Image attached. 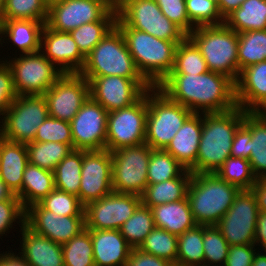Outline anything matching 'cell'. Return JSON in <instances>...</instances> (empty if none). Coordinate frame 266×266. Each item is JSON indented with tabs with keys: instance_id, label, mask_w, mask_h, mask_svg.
<instances>
[{
	"instance_id": "277c9868",
	"label": "cell",
	"mask_w": 266,
	"mask_h": 266,
	"mask_svg": "<svg viewBox=\"0 0 266 266\" xmlns=\"http://www.w3.org/2000/svg\"><path fill=\"white\" fill-rule=\"evenodd\" d=\"M240 189L215 173L193 174L187 200L197 225H216L230 209Z\"/></svg>"
},
{
	"instance_id": "9f6ffc18",
	"label": "cell",
	"mask_w": 266,
	"mask_h": 266,
	"mask_svg": "<svg viewBox=\"0 0 266 266\" xmlns=\"http://www.w3.org/2000/svg\"><path fill=\"white\" fill-rule=\"evenodd\" d=\"M251 190L256 197L259 212L266 213V179H257Z\"/></svg>"
},
{
	"instance_id": "52a82bcc",
	"label": "cell",
	"mask_w": 266,
	"mask_h": 266,
	"mask_svg": "<svg viewBox=\"0 0 266 266\" xmlns=\"http://www.w3.org/2000/svg\"><path fill=\"white\" fill-rule=\"evenodd\" d=\"M192 113L152 87L148 90L145 143L152 149L164 150Z\"/></svg>"
},
{
	"instance_id": "cb8c5ba5",
	"label": "cell",
	"mask_w": 266,
	"mask_h": 266,
	"mask_svg": "<svg viewBox=\"0 0 266 266\" xmlns=\"http://www.w3.org/2000/svg\"><path fill=\"white\" fill-rule=\"evenodd\" d=\"M95 266H125L132 247L120 230H90Z\"/></svg>"
},
{
	"instance_id": "7a4b0ae2",
	"label": "cell",
	"mask_w": 266,
	"mask_h": 266,
	"mask_svg": "<svg viewBox=\"0 0 266 266\" xmlns=\"http://www.w3.org/2000/svg\"><path fill=\"white\" fill-rule=\"evenodd\" d=\"M244 115L240 107L221 113H202L197 160L189 169L193 174L215 173L231 156L232 141Z\"/></svg>"
},
{
	"instance_id": "e0dca14e",
	"label": "cell",
	"mask_w": 266,
	"mask_h": 266,
	"mask_svg": "<svg viewBox=\"0 0 266 266\" xmlns=\"http://www.w3.org/2000/svg\"><path fill=\"white\" fill-rule=\"evenodd\" d=\"M108 111L91 96L69 122L73 149L103 150L107 135Z\"/></svg>"
},
{
	"instance_id": "e7e4bbea",
	"label": "cell",
	"mask_w": 266,
	"mask_h": 266,
	"mask_svg": "<svg viewBox=\"0 0 266 266\" xmlns=\"http://www.w3.org/2000/svg\"><path fill=\"white\" fill-rule=\"evenodd\" d=\"M4 7H5V0H0V17L3 14Z\"/></svg>"
},
{
	"instance_id": "484cf974",
	"label": "cell",
	"mask_w": 266,
	"mask_h": 266,
	"mask_svg": "<svg viewBox=\"0 0 266 266\" xmlns=\"http://www.w3.org/2000/svg\"><path fill=\"white\" fill-rule=\"evenodd\" d=\"M28 160L26 144L0 136V178L21 201L23 173Z\"/></svg>"
},
{
	"instance_id": "1f68e13d",
	"label": "cell",
	"mask_w": 266,
	"mask_h": 266,
	"mask_svg": "<svg viewBox=\"0 0 266 266\" xmlns=\"http://www.w3.org/2000/svg\"><path fill=\"white\" fill-rule=\"evenodd\" d=\"M224 23L237 33L266 30V0H245Z\"/></svg>"
},
{
	"instance_id": "30bf717a",
	"label": "cell",
	"mask_w": 266,
	"mask_h": 266,
	"mask_svg": "<svg viewBox=\"0 0 266 266\" xmlns=\"http://www.w3.org/2000/svg\"><path fill=\"white\" fill-rule=\"evenodd\" d=\"M147 113L148 91L133 105L110 111L105 149L112 152L145 143Z\"/></svg>"
},
{
	"instance_id": "8fae6325",
	"label": "cell",
	"mask_w": 266,
	"mask_h": 266,
	"mask_svg": "<svg viewBox=\"0 0 266 266\" xmlns=\"http://www.w3.org/2000/svg\"><path fill=\"white\" fill-rule=\"evenodd\" d=\"M117 16L130 28L173 41L177 45L188 36L163 15L155 0H124Z\"/></svg>"
},
{
	"instance_id": "c3c4849f",
	"label": "cell",
	"mask_w": 266,
	"mask_h": 266,
	"mask_svg": "<svg viewBox=\"0 0 266 266\" xmlns=\"http://www.w3.org/2000/svg\"><path fill=\"white\" fill-rule=\"evenodd\" d=\"M50 141L68 144L73 149L70 123L48 116L37 129L34 142Z\"/></svg>"
},
{
	"instance_id": "03108f58",
	"label": "cell",
	"mask_w": 266,
	"mask_h": 266,
	"mask_svg": "<svg viewBox=\"0 0 266 266\" xmlns=\"http://www.w3.org/2000/svg\"><path fill=\"white\" fill-rule=\"evenodd\" d=\"M59 1H62V0H45L46 4H47L48 6H50V5L53 4V3L59 2Z\"/></svg>"
},
{
	"instance_id": "d590c367",
	"label": "cell",
	"mask_w": 266,
	"mask_h": 266,
	"mask_svg": "<svg viewBox=\"0 0 266 266\" xmlns=\"http://www.w3.org/2000/svg\"><path fill=\"white\" fill-rule=\"evenodd\" d=\"M176 266H204L203 225L178 236Z\"/></svg>"
},
{
	"instance_id": "be15d7a7",
	"label": "cell",
	"mask_w": 266,
	"mask_h": 266,
	"mask_svg": "<svg viewBox=\"0 0 266 266\" xmlns=\"http://www.w3.org/2000/svg\"><path fill=\"white\" fill-rule=\"evenodd\" d=\"M251 266H266V252L261 253V251L258 250Z\"/></svg>"
},
{
	"instance_id": "d6a6232c",
	"label": "cell",
	"mask_w": 266,
	"mask_h": 266,
	"mask_svg": "<svg viewBox=\"0 0 266 266\" xmlns=\"http://www.w3.org/2000/svg\"><path fill=\"white\" fill-rule=\"evenodd\" d=\"M117 14L108 11L99 21L83 24L69 33L81 54L86 57L116 25Z\"/></svg>"
},
{
	"instance_id": "7c38bea8",
	"label": "cell",
	"mask_w": 266,
	"mask_h": 266,
	"mask_svg": "<svg viewBox=\"0 0 266 266\" xmlns=\"http://www.w3.org/2000/svg\"><path fill=\"white\" fill-rule=\"evenodd\" d=\"M5 61L11 67L17 95H44L63 74L40 51Z\"/></svg>"
},
{
	"instance_id": "4dcf8cb0",
	"label": "cell",
	"mask_w": 266,
	"mask_h": 266,
	"mask_svg": "<svg viewBox=\"0 0 266 266\" xmlns=\"http://www.w3.org/2000/svg\"><path fill=\"white\" fill-rule=\"evenodd\" d=\"M192 172L186 169L179 177L157 184H148L141 196L144 206L154 207L160 204L183 200L187 196Z\"/></svg>"
},
{
	"instance_id": "7bdbcfd3",
	"label": "cell",
	"mask_w": 266,
	"mask_h": 266,
	"mask_svg": "<svg viewBox=\"0 0 266 266\" xmlns=\"http://www.w3.org/2000/svg\"><path fill=\"white\" fill-rule=\"evenodd\" d=\"M178 236L160 228H154L139 247L140 250L165 259L176 266Z\"/></svg>"
},
{
	"instance_id": "3957f363",
	"label": "cell",
	"mask_w": 266,
	"mask_h": 266,
	"mask_svg": "<svg viewBox=\"0 0 266 266\" xmlns=\"http://www.w3.org/2000/svg\"><path fill=\"white\" fill-rule=\"evenodd\" d=\"M128 50L141 75L156 87L173 69L177 44L128 27L118 16Z\"/></svg>"
},
{
	"instance_id": "5bb4252c",
	"label": "cell",
	"mask_w": 266,
	"mask_h": 266,
	"mask_svg": "<svg viewBox=\"0 0 266 266\" xmlns=\"http://www.w3.org/2000/svg\"><path fill=\"white\" fill-rule=\"evenodd\" d=\"M85 79L90 85V96L108 112L133 105L153 87L147 80H132L117 75Z\"/></svg>"
},
{
	"instance_id": "2e32d148",
	"label": "cell",
	"mask_w": 266,
	"mask_h": 266,
	"mask_svg": "<svg viewBox=\"0 0 266 266\" xmlns=\"http://www.w3.org/2000/svg\"><path fill=\"white\" fill-rule=\"evenodd\" d=\"M43 96L50 117L70 122L89 98L90 85L79 73H65Z\"/></svg>"
},
{
	"instance_id": "7dc6e473",
	"label": "cell",
	"mask_w": 266,
	"mask_h": 266,
	"mask_svg": "<svg viewBox=\"0 0 266 266\" xmlns=\"http://www.w3.org/2000/svg\"><path fill=\"white\" fill-rule=\"evenodd\" d=\"M186 12L195 27L221 25L224 19L213 0H185Z\"/></svg>"
},
{
	"instance_id": "83f0119b",
	"label": "cell",
	"mask_w": 266,
	"mask_h": 266,
	"mask_svg": "<svg viewBox=\"0 0 266 266\" xmlns=\"http://www.w3.org/2000/svg\"><path fill=\"white\" fill-rule=\"evenodd\" d=\"M156 228L179 236L197 224L193 218L187 198L160 204L150 208Z\"/></svg>"
},
{
	"instance_id": "8992f818",
	"label": "cell",
	"mask_w": 266,
	"mask_h": 266,
	"mask_svg": "<svg viewBox=\"0 0 266 266\" xmlns=\"http://www.w3.org/2000/svg\"><path fill=\"white\" fill-rule=\"evenodd\" d=\"M79 74L84 77L117 75L132 80H146L137 69L125 38L116 25L85 57Z\"/></svg>"
},
{
	"instance_id": "60d3db41",
	"label": "cell",
	"mask_w": 266,
	"mask_h": 266,
	"mask_svg": "<svg viewBox=\"0 0 266 266\" xmlns=\"http://www.w3.org/2000/svg\"><path fill=\"white\" fill-rule=\"evenodd\" d=\"M64 266H95L90 230L85 228L62 244Z\"/></svg>"
},
{
	"instance_id": "b9f144b4",
	"label": "cell",
	"mask_w": 266,
	"mask_h": 266,
	"mask_svg": "<svg viewBox=\"0 0 266 266\" xmlns=\"http://www.w3.org/2000/svg\"><path fill=\"white\" fill-rule=\"evenodd\" d=\"M215 174L240 190H251L257 181L248 159L228 157Z\"/></svg>"
},
{
	"instance_id": "4316f807",
	"label": "cell",
	"mask_w": 266,
	"mask_h": 266,
	"mask_svg": "<svg viewBox=\"0 0 266 266\" xmlns=\"http://www.w3.org/2000/svg\"><path fill=\"white\" fill-rule=\"evenodd\" d=\"M44 25L34 20H0V44L10 40L22 54L39 52Z\"/></svg>"
},
{
	"instance_id": "603a6c76",
	"label": "cell",
	"mask_w": 266,
	"mask_h": 266,
	"mask_svg": "<svg viewBox=\"0 0 266 266\" xmlns=\"http://www.w3.org/2000/svg\"><path fill=\"white\" fill-rule=\"evenodd\" d=\"M20 227L22 248L19 254L30 266H64L62 244L35 233L25 224Z\"/></svg>"
},
{
	"instance_id": "836d02e7",
	"label": "cell",
	"mask_w": 266,
	"mask_h": 266,
	"mask_svg": "<svg viewBox=\"0 0 266 266\" xmlns=\"http://www.w3.org/2000/svg\"><path fill=\"white\" fill-rule=\"evenodd\" d=\"M83 150L73 149L55 167V188L79 197Z\"/></svg>"
},
{
	"instance_id": "f5cc1de1",
	"label": "cell",
	"mask_w": 266,
	"mask_h": 266,
	"mask_svg": "<svg viewBox=\"0 0 266 266\" xmlns=\"http://www.w3.org/2000/svg\"><path fill=\"white\" fill-rule=\"evenodd\" d=\"M255 244L229 246L224 266H251L257 253Z\"/></svg>"
},
{
	"instance_id": "6f0895ef",
	"label": "cell",
	"mask_w": 266,
	"mask_h": 266,
	"mask_svg": "<svg viewBox=\"0 0 266 266\" xmlns=\"http://www.w3.org/2000/svg\"><path fill=\"white\" fill-rule=\"evenodd\" d=\"M255 245L262 247L261 251L266 252V213L259 212L256 222Z\"/></svg>"
},
{
	"instance_id": "d6986e66",
	"label": "cell",
	"mask_w": 266,
	"mask_h": 266,
	"mask_svg": "<svg viewBox=\"0 0 266 266\" xmlns=\"http://www.w3.org/2000/svg\"><path fill=\"white\" fill-rule=\"evenodd\" d=\"M25 225L35 233L64 244L85 227V216H61L46 210L40 203L25 209Z\"/></svg>"
},
{
	"instance_id": "4fadbf2b",
	"label": "cell",
	"mask_w": 266,
	"mask_h": 266,
	"mask_svg": "<svg viewBox=\"0 0 266 266\" xmlns=\"http://www.w3.org/2000/svg\"><path fill=\"white\" fill-rule=\"evenodd\" d=\"M258 215L257 200L252 190H240L216 226L230 246L255 244Z\"/></svg>"
},
{
	"instance_id": "ab89813d",
	"label": "cell",
	"mask_w": 266,
	"mask_h": 266,
	"mask_svg": "<svg viewBox=\"0 0 266 266\" xmlns=\"http://www.w3.org/2000/svg\"><path fill=\"white\" fill-rule=\"evenodd\" d=\"M186 170L170 153L153 149L147 170L148 184H157L177 178Z\"/></svg>"
},
{
	"instance_id": "44dd1931",
	"label": "cell",
	"mask_w": 266,
	"mask_h": 266,
	"mask_svg": "<svg viewBox=\"0 0 266 266\" xmlns=\"http://www.w3.org/2000/svg\"><path fill=\"white\" fill-rule=\"evenodd\" d=\"M40 52L63 74L80 73L85 63L71 34L52 30L46 24L41 33Z\"/></svg>"
},
{
	"instance_id": "db71d44e",
	"label": "cell",
	"mask_w": 266,
	"mask_h": 266,
	"mask_svg": "<svg viewBox=\"0 0 266 266\" xmlns=\"http://www.w3.org/2000/svg\"><path fill=\"white\" fill-rule=\"evenodd\" d=\"M251 131L242 123L234 136L231 147V157L248 159L251 154L250 149Z\"/></svg>"
},
{
	"instance_id": "bcb514c9",
	"label": "cell",
	"mask_w": 266,
	"mask_h": 266,
	"mask_svg": "<svg viewBox=\"0 0 266 266\" xmlns=\"http://www.w3.org/2000/svg\"><path fill=\"white\" fill-rule=\"evenodd\" d=\"M46 210L61 216H85L79 197L54 189L39 202Z\"/></svg>"
},
{
	"instance_id": "9c48e42d",
	"label": "cell",
	"mask_w": 266,
	"mask_h": 266,
	"mask_svg": "<svg viewBox=\"0 0 266 266\" xmlns=\"http://www.w3.org/2000/svg\"><path fill=\"white\" fill-rule=\"evenodd\" d=\"M152 148L146 143L111 152L112 190L142 196L147 185V170Z\"/></svg>"
},
{
	"instance_id": "680465c9",
	"label": "cell",
	"mask_w": 266,
	"mask_h": 266,
	"mask_svg": "<svg viewBox=\"0 0 266 266\" xmlns=\"http://www.w3.org/2000/svg\"><path fill=\"white\" fill-rule=\"evenodd\" d=\"M18 255L19 253L16 254L10 251H5V253H1L0 266H30L21 255Z\"/></svg>"
},
{
	"instance_id": "91938a15",
	"label": "cell",
	"mask_w": 266,
	"mask_h": 266,
	"mask_svg": "<svg viewBox=\"0 0 266 266\" xmlns=\"http://www.w3.org/2000/svg\"><path fill=\"white\" fill-rule=\"evenodd\" d=\"M245 0H219L217 7L220 15L225 19L234 10L238 9Z\"/></svg>"
},
{
	"instance_id": "ee69618b",
	"label": "cell",
	"mask_w": 266,
	"mask_h": 266,
	"mask_svg": "<svg viewBox=\"0 0 266 266\" xmlns=\"http://www.w3.org/2000/svg\"><path fill=\"white\" fill-rule=\"evenodd\" d=\"M49 6L45 0H5L0 20H34L46 24Z\"/></svg>"
},
{
	"instance_id": "74e56055",
	"label": "cell",
	"mask_w": 266,
	"mask_h": 266,
	"mask_svg": "<svg viewBox=\"0 0 266 266\" xmlns=\"http://www.w3.org/2000/svg\"><path fill=\"white\" fill-rule=\"evenodd\" d=\"M154 228L155 223L150 207L141 203L119 230L132 248H139Z\"/></svg>"
},
{
	"instance_id": "94428289",
	"label": "cell",
	"mask_w": 266,
	"mask_h": 266,
	"mask_svg": "<svg viewBox=\"0 0 266 266\" xmlns=\"http://www.w3.org/2000/svg\"><path fill=\"white\" fill-rule=\"evenodd\" d=\"M3 200H19L6 183L0 178V201Z\"/></svg>"
},
{
	"instance_id": "7402d4cb",
	"label": "cell",
	"mask_w": 266,
	"mask_h": 266,
	"mask_svg": "<svg viewBox=\"0 0 266 266\" xmlns=\"http://www.w3.org/2000/svg\"><path fill=\"white\" fill-rule=\"evenodd\" d=\"M235 86L238 107L244 111H262L266 107V61L243 69Z\"/></svg>"
},
{
	"instance_id": "816d5d0a",
	"label": "cell",
	"mask_w": 266,
	"mask_h": 266,
	"mask_svg": "<svg viewBox=\"0 0 266 266\" xmlns=\"http://www.w3.org/2000/svg\"><path fill=\"white\" fill-rule=\"evenodd\" d=\"M17 96L11 67L6 61L0 59V118Z\"/></svg>"
},
{
	"instance_id": "d4e9b609",
	"label": "cell",
	"mask_w": 266,
	"mask_h": 266,
	"mask_svg": "<svg viewBox=\"0 0 266 266\" xmlns=\"http://www.w3.org/2000/svg\"><path fill=\"white\" fill-rule=\"evenodd\" d=\"M201 133L202 113H192L164 150L189 170L197 160Z\"/></svg>"
},
{
	"instance_id": "ac0fdd59",
	"label": "cell",
	"mask_w": 266,
	"mask_h": 266,
	"mask_svg": "<svg viewBox=\"0 0 266 266\" xmlns=\"http://www.w3.org/2000/svg\"><path fill=\"white\" fill-rule=\"evenodd\" d=\"M111 152L103 150H83L79 200L85 207L112 192Z\"/></svg>"
},
{
	"instance_id": "f546056e",
	"label": "cell",
	"mask_w": 266,
	"mask_h": 266,
	"mask_svg": "<svg viewBox=\"0 0 266 266\" xmlns=\"http://www.w3.org/2000/svg\"><path fill=\"white\" fill-rule=\"evenodd\" d=\"M54 189L53 171L27 164L21 186V204L24 209L39 203Z\"/></svg>"
},
{
	"instance_id": "6125c7cd",
	"label": "cell",
	"mask_w": 266,
	"mask_h": 266,
	"mask_svg": "<svg viewBox=\"0 0 266 266\" xmlns=\"http://www.w3.org/2000/svg\"><path fill=\"white\" fill-rule=\"evenodd\" d=\"M100 2L104 7H106L109 11H112L118 14L123 6L124 0H96Z\"/></svg>"
},
{
	"instance_id": "f1b7e54d",
	"label": "cell",
	"mask_w": 266,
	"mask_h": 266,
	"mask_svg": "<svg viewBox=\"0 0 266 266\" xmlns=\"http://www.w3.org/2000/svg\"><path fill=\"white\" fill-rule=\"evenodd\" d=\"M243 124L251 131L252 171L257 179H266V116L261 111H245Z\"/></svg>"
},
{
	"instance_id": "5b68a950",
	"label": "cell",
	"mask_w": 266,
	"mask_h": 266,
	"mask_svg": "<svg viewBox=\"0 0 266 266\" xmlns=\"http://www.w3.org/2000/svg\"><path fill=\"white\" fill-rule=\"evenodd\" d=\"M188 37L199 48L209 71L225 75L237 82L239 78L237 32L223 23L196 27Z\"/></svg>"
},
{
	"instance_id": "ba28073f",
	"label": "cell",
	"mask_w": 266,
	"mask_h": 266,
	"mask_svg": "<svg viewBox=\"0 0 266 266\" xmlns=\"http://www.w3.org/2000/svg\"><path fill=\"white\" fill-rule=\"evenodd\" d=\"M48 116L43 95H18L0 119V136L13 142H32L37 129Z\"/></svg>"
},
{
	"instance_id": "e575fe53",
	"label": "cell",
	"mask_w": 266,
	"mask_h": 266,
	"mask_svg": "<svg viewBox=\"0 0 266 266\" xmlns=\"http://www.w3.org/2000/svg\"><path fill=\"white\" fill-rule=\"evenodd\" d=\"M237 53L239 75L248 66L266 61V30L238 33Z\"/></svg>"
},
{
	"instance_id": "11a10c76",
	"label": "cell",
	"mask_w": 266,
	"mask_h": 266,
	"mask_svg": "<svg viewBox=\"0 0 266 266\" xmlns=\"http://www.w3.org/2000/svg\"><path fill=\"white\" fill-rule=\"evenodd\" d=\"M125 266H175L173 263L155 255L146 253L139 248H132Z\"/></svg>"
},
{
	"instance_id": "681fc988",
	"label": "cell",
	"mask_w": 266,
	"mask_h": 266,
	"mask_svg": "<svg viewBox=\"0 0 266 266\" xmlns=\"http://www.w3.org/2000/svg\"><path fill=\"white\" fill-rule=\"evenodd\" d=\"M161 12L170 21L189 35L196 27L191 23L186 12L185 0H155Z\"/></svg>"
},
{
	"instance_id": "f907efd6",
	"label": "cell",
	"mask_w": 266,
	"mask_h": 266,
	"mask_svg": "<svg viewBox=\"0 0 266 266\" xmlns=\"http://www.w3.org/2000/svg\"><path fill=\"white\" fill-rule=\"evenodd\" d=\"M18 220V221H16ZM15 222L20 223L19 226L25 224V209L20 200H3L0 201V238L5 233H10Z\"/></svg>"
},
{
	"instance_id": "f6af8a7d",
	"label": "cell",
	"mask_w": 266,
	"mask_h": 266,
	"mask_svg": "<svg viewBox=\"0 0 266 266\" xmlns=\"http://www.w3.org/2000/svg\"><path fill=\"white\" fill-rule=\"evenodd\" d=\"M229 246L216 225H203L204 266H224Z\"/></svg>"
},
{
	"instance_id": "6da1fadb",
	"label": "cell",
	"mask_w": 266,
	"mask_h": 266,
	"mask_svg": "<svg viewBox=\"0 0 266 266\" xmlns=\"http://www.w3.org/2000/svg\"><path fill=\"white\" fill-rule=\"evenodd\" d=\"M156 87L193 113H221L238 107L235 82L214 71L168 74Z\"/></svg>"
},
{
	"instance_id": "9a60e30c",
	"label": "cell",
	"mask_w": 266,
	"mask_h": 266,
	"mask_svg": "<svg viewBox=\"0 0 266 266\" xmlns=\"http://www.w3.org/2000/svg\"><path fill=\"white\" fill-rule=\"evenodd\" d=\"M141 203L140 196L112 191L84 207L85 227L89 230H119Z\"/></svg>"
},
{
	"instance_id": "8d00e7d4",
	"label": "cell",
	"mask_w": 266,
	"mask_h": 266,
	"mask_svg": "<svg viewBox=\"0 0 266 266\" xmlns=\"http://www.w3.org/2000/svg\"><path fill=\"white\" fill-rule=\"evenodd\" d=\"M29 163L54 171L55 167L73 150L59 142H29L26 144Z\"/></svg>"
},
{
	"instance_id": "f35d334b",
	"label": "cell",
	"mask_w": 266,
	"mask_h": 266,
	"mask_svg": "<svg viewBox=\"0 0 266 266\" xmlns=\"http://www.w3.org/2000/svg\"><path fill=\"white\" fill-rule=\"evenodd\" d=\"M208 67L199 48L187 36L175 50L174 66L169 74H202Z\"/></svg>"
},
{
	"instance_id": "ffe728a7",
	"label": "cell",
	"mask_w": 266,
	"mask_h": 266,
	"mask_svg": "<svg viewBox=\"0 0 266 266\" xmlns=\"http://www.w3.org/2000/svg\"><path fill=\"white\" fill-rule=\"evenodd\" d=\"M108 11L96 0H62L49 6L46 25L52 30L70 32L99 21Z\"/></svg>"
}]
</instances>
